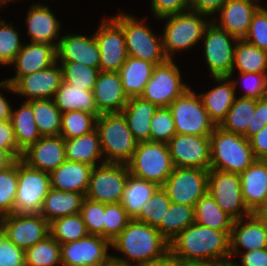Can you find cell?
<instances>
[{"instance_id":"cell-1","label":"cell","mask_w":267,"mask_h":266,"mask_svg":"<svg viewBox=\"0 0 267 266\" xmlns=\"http://www.w3.org/2000/svg\"><path fill=\"white\" fill-rule=\"evenodd\" d=\"M231 231H218L194 222L170 243L174 258L229 266Z\"/></svg>"},{"instance_id":"cell-2","label":"cell","mask_w":267,"mask_h":266,"mask_svg":"<svg viewBox=\"0 0 267 266\" xmlns=\"http://www.w3.org/2000/svg\"><path fill=\"white\" fill-rule=\"evenodd\" d=\"M111 247L124 254V258L112 256V262L123 266H139L160 259L170 252L169 242L157 228L136 220L128 222L111 242ZM131 260L136 261V264H132Z\"/></svg>"},{"instance_id":"cell-3","label":"cell","mask_w":267,"mask_h":266,"mask_svg":"<svg viewBox=\"0 0 267 266\" xmlns=\"http://www.w3.org/2000/svg\"><path fill=\"white\" fill-rule=\"evenodd\" d=\"M104 163L127 164L138 145L122 113L100 114L96 120Z\"/></svg>"},{"instance_id":"cell-4","label":"cell","mask_w":267,"mask_h":266,"mask_svg":"<svg viewBox=\"0 0 267 266\" xmlns=\"http://www.w3.org/2000/svg\"><path fill=\"white\" fill-rule=\"evenodd\" d=\"M209 137L210 169L240 174L256 160L249 140L243 135L226 132L216 126Z\"/></svg>"},{"instance_id":"cell-5","label":"cell","mask_w":267,"mask_h":266,"mask_svg":"<svg viewBox=\"0 0 267 266\" xmlns=\"http://www.w3.org/2000/svg\"><path fill=\"white\" fill-rule=\"evenodd\" d=\"M122 29L125 36L127 55L153 63H164L168 58L163 51L162 36L153 33L145 19H139L127 13H119L111 17Z\"/></svg>"},{"instance_id":"cell-6","label":"cell","mask_w":267,"mask_h":266,"mask_svg":"<svg viewBox=\"0 0 267 266\" xmlns=\"http://www.w3.org/2000/svg\"><path fill=\"white\" fill-rule=\"evenodd\" d=\"M207 16L203 13L188 10L159 19L167 20L162 42L164 54L168 59H173L175 52L190 49L202 40L205 29L211 22L203 18H207Z\"/></svg>"},{"instance_id":"cell-7","label":"cell","mask_w":267,"mask_h":266,"mask_svg":"<svg viewBox=\"0 0 267 266\" xmlns=\"http://www.w3.org/2000/svg\"><path fill=\"white\" fill-rule=\"evenodd\" d=\"M127 167L133 176L156 183L159 187L175 168L167 143L156 141L138 142Z\"/></svg>"},{"instance_id":"cell-8","label":"cell","mask_w":267,"mask_h":266,"mask_svg":"<svg viewBox=\"0 0 267 266\" xmlns=\"http://www.w3.org/2000/svg\"><path fill=\"white\" fill-rule=\"evenodd\" d=\"M168 108L174 119L176 134L210 136L216 127L210 120L201 97L190 88Z\"/></svg>"},{"instance_id":"cell-9","label":"cell","mask_w":267,"mask_h":266,"mask_svg":"<svg viewBox=\"0 0 267 266\" xmlns=\"http://www.w3.org/2000/svg\"><path fill=\"white\" fill-rule=\"evenodd\" d=\"M50 189L49 173L30 168L18 159V186L13 213H40Z\"/></svg>"},{"instance_id":"cell-10","label":"cell","mask_w":267,"mask_h":266,"mask_svg":"<svg viewBox=\"0 0 267 266\" xmlns=\"http://www.w3.org/2000/svg\"><path fill=\"white\" fill-rule=\"evenodd\" d=\"M178 65L173 59L154 66L152 76L140 96L158 108L169 107L171 103L190 87L183 83Z\"/></svg>"},{"instance_id":"cell-11","label":"cell","mask_w":267,"mask_h":266,"mask_svg":"<svg viewBox=\"0 0 267 266\" xmlns=\"http://www.w3.org/2000/svg\"><path fill=\"white\" fill-rule=\"evenodd\" d=\"M128 175L127 164L103 163L93 167L85 197L104 204L120 203Z\"/></svg>"},{"instance_id":"cell-12","label":"cell","mask_w":267,"mask_h":266,"mask_svg":"<svg viewBox=\"0 0 267 266\" xmlns=\"http://www.w3.org/2000/svg\"><path fill=\"white\" fill-rule=\"evenodd\" d=\"M203 39L204 58L211 77H229L233 69L235 45L238 39L219 28L213 20L205 29Z\"/></svg>"},{"instance_id":"cell-13","label":"cell","mask_w":267,"mask_h":266,"mask_svg":"<svg viewBox=\"0 0 267 266\" xmlns=\"http://www.w3.org/2000/svg\"><path fill=\"white\" fill-rule=\"evenodd\" d=\"M207 188L215 202L234 221L252 214L242 198L239 174L210 169Z\"/></svg>"},{"instance_id":"cell-14","label":"cell","mask_w":267,"mask_h":266,"mask_svg":"<svg viewBox=\"0 0 267 266\" xmlns=\"http://www.w3.org/2000/svg\"><path fill=\"white\" fill-rule=\"evenodd\" d=\"M208 171L175 167L161 187L171 203L195 207L197 201L207 193Z\"/></svg>"},{"instance_id":"cell-15","label":"cell","mask_w":267,"mask_h":266,"mask_svg":"<svg viewBox=\"0 0 267 266\" xmlns=\"http://www.w3.org/2000/svg\"><path fill=\"white\" fill-rule=\"evenodd\" d=\"M0 231L24 250L50 235L49 222L39 213L4 215L0 217Z\"/></svg>"},{"instance_id":"cell-16","label":"cell","mask_w":267,"mask_h":266,"mask_svg":"<svg viewBox=\"0 0 267 266\" xmlns=\"http://www.w3.org/2000/svg\"><path fill=\"white\" fill-rule=\"evenodd\" d=\"M111 242L100 235H92L79 240L60 244L62 266H106L112 262L108 254Z\"/></svg>"},{"instance_id":"cell-17","label":"cell","mask_w":267,"mask_h":266,"mask_svg":"<svg viewBox=\"0 0 267 266\" xmlns=\"http://www.w3.org/2000/svg\"><path fill=\"white\" fill-rule=\"evenodd\" d=\"M167 146L174 167L210 170L211 142L209 136L175 134Z\"/></svg>"},{"instance_id":"cell-18","label":"cell","mask_w":267,"mask_h":266,"mask_svg":"<svg viewBox=\"0 0 267 266\" xmlns=\"http://www.w3.org/2000/svg\"><path fill=\"white\" fill-rule=\"evenodd\" d=\"M57 63L55 62L46 69L22 76L13 85L3 80L0 82V87L27 97L25 101L53 99L63 81L62 68Z\"/></svg>"},{"instance_id":"cell-19","label":"cell","mask_w":267,"mask_h":266,"mask_svg":"<svg viewBox=\"0 0 267 266\" xmlns=\"http://www.w3.org/2000/svg\"><path fill=\"white\" fill-rule=\"evenodd\" d=\"M104 19L94 37L100 49V71L118 72L126 61L125 36L123 29L112 19Z\"/></svg>"},{"instance_id":"cell-20","label":"cell","mask_w":267,"mask_h":266,"mask_svg":"<svg viewBox=\"0 0 267 266\" xmlns=\"http://www.w3.org/2000/svg\"><path fill=\"white\" fill-rule=\"evenodd\" d=\"M20 160L30 168L50 174L66 161L65 139L61 136L41 137L22 152Z\"/></svg>"},{"instance_id":"cell-21","label":"cell","mask_w":267,"mask_h":266,"mask_svg":"<svg viewBox=\"0 0 267 266\" xmlns=\"http://www.w3.org/2000/svg\"><path fill=\"white\" fill-rule=\"evenodd\" d=\"M259 0H227L220 10V24L213 21L219 28L226 30L238 40L244 39L249 31L253 15L261 7Z\"/></svg>"},{"instance_id":"cell-22","label":"cell","mask_w":267,"mask_h":266,"mask_svg":"<svg viewBox=\"0 0 267 266\" xmlns=\"http://www.w3.org/2000/svg\"><path fill=\"white\" fill-rule=\"evenodd\" d=\"M240 247L244 248L245 252L267 248L266 226L255 213L233 222L230 233V256L239 255Z\"/></svg>"},{"instance_id":"cell-23","label":"cell","mask_w":267,"mask_h":266,"mask_svg":"<svg viewBox=\"0 0 267 266\" xmlns=\"http://www.w3.org/2000/svg\"><path fill=\"white\" fill-rule=\"evenodd\" d=\"M57 47L52 44H35L30 41L22 45L12 64L15 66V76L5 79L13 85L20 77L46 69L57 62Z\"/></svg>"},{"instance_id":"cell-24","label":"cell","mask_w":267,"mask_h":266,"mask_svg":"<svg viewBox=\"0 0 267 266\" xmlns=\"http://www.w3.org/2000/svg\"><path fill=\"white\" fill-rule=\"evenodd\" d=\"M93 94L100 114L121 113L129 100L118 72L100 71Z\"/></svg>"},{"instance_id":"cell-25","label":"cell","mask_w":267,"mask_h":266,"mask_svg":"<svg viewBox=\"0 0 267 266\" xmlns=\"http://www.w3.org/2000/svg\"><path fill=\"white\" fill-rule=\"evenodd\" d=\"M57 60L82 63L98 68L100 65V49L93 37L67 34L62 36L57 46Z\"/></svg>"},{"instance_id":"cell-26","label":"cell","mask_w":267,"mask_h":266,"mask_svg":"<svg viewBox=\"0 0 267 266\" xmlns=\"http://www.w3.org/2000/svg\"><path fill=\"white\" fill-rule=\"evenodd\" d=\"M242 198L251 213H256L267 198V160H255L239 174Z\"/></svg>"},{"instance_id":"cell-27","label":"cell","mask_w":267,"mask_h":266,"mask_svg":"<svg viewBox=\"0 0 267 266\" xmlns=\"http://www.w3.org/2000/svg\"><path fill=\"white\" fill-rule=\"evenodd\" d=\"M56 18L48 6L41 3L32 4L26 17L30 41L35 44H52L57 47L61 25ZM55 39L58 41L55 42Z\"/></svg>"},{"instance_id":"cell-28","label":"cell","mask_w":267,"mask_h":266,"mask_svg":"<svg viewBox=\"0 0 267 266\" xmlns=\"http://www.w3.org/2000/svg\"><path fill=\"white\" fill-rule=\"evenodd\" d=\"M213 79L218 85L208 92L199 94V96L210 120L215 126H219L234 103L238 81L236 82L229 77H213Z\"/></svg>"},{"instance_id":"cell-29","label":"cell","mask_w":267,"mask_h":266,"mask_svg":"<svg viewBox=\"0 0 267 266\" xmlns=\"http://www.w3.org/2000/svg\"><path fill=\"white\" fill-rule=\"evenodd\" d=\"M92 168L86 163L66 160L50 173L51 188L86 195Z\"/></svg>"},{"instance_id":"cell-30","label":"cell","mask_w":267,"mask_h":266,"mask_svg":"<svg viewBox=\"0 0 267 266\" xmlns=\"http://www.w3.org/2000/svg\"><path fill=\"white\" fill-rule=\"evenodd\" d=\"M158 107L142 97L129 98L121 111L138 142L150 141V122Z\"/></svg>"},{"instance_id":"cell-31","label":"cell","mask_w":267,"mask_h":266,"mask_svg":"<svg viewBox=\"0 0 267 266\" xmlns=\"http://www.w3.org/2000/svg\"><path fill=\"white\" fill-rule=\"evenodd\" d=\"M85 195L78 192L50 189L47 193L40 215L49 223L55 219L80 213Z\"/></svg>"},{"instance_id":"cell-32","label":"cell","mask_w":267,"mask_h":266,"mask_svg":"<svg viewBox=\"0 0 267 266\" xmlns=\"http://www.w3.org/2000/svg\"><path fill=\"white\" fill-rule=\"evenodd\" d=\"M102 156L101 142L96 129L80 137L65 139L67 161L82 162L95 167L104 163ZM97 160L98 163L101 160V163L97 164Z\"/></svg>"},{"instance_id":"cell-33","label":"cell","mask_w":267,"mask_h":266,"mask_svg":"<svg viewBox=\"0 0 267 266\" xmlns=\"http://www.w3.org/2000/svg\"><path fill=\"white\" fill-rule=\"evenodd\" d=\"M154 66L148 61L127 57L118 73L128 98L140 97L143 94L145 86L152 76Z\"/></svg>"},{"instance_id":"cell-34","label":"cell","mask_w":267,"mask_h":266,"mask_svg":"<svg viewBox=\"0 0 267 266\" xmlns=\"http://www.w3.org/2000/svg\"><path fill=\"white\" fill-rule=\"evenodd\" d=\"M53 100L62 113L78 110L93 114L96 117L100 115L95 104L93 91L83 90L64 81L56 91Z\"/></svg>"},{"instance_id":"cell-35","label":"cell","mask_w":267,"mask_h":266,"mask_svg":"<svg viewBox=\"0 0 267 266\" xmlns=\"http://www.w3.org/2000/svg\"><path fill=\"white\" fill-rule=\"evenodd\" d=\"M158 188L156 183L129 173L120 203L131 220L138 216L141 206L152 197Z\"/></svg>"},{"instance_id":"cell-36","label":"cell","mask_w":267,"mask_h":266,"mask_svg":"<svg viewBox=\"0 0 267 266\" xmlns=\"http://www.w3.org/2000/svg\"><path fill=\"white\" fill-rule=\"evenodd\" d=\"M10 121L17 147L22 152L42 137L37 130L34 114L32 113V100L24 101L20 108L15 111L11 109Z\"/></svg>"},{"instance_id":"cell-37","label":"cell","mask_w":267,"mask_h":266,"mask_svg":"<svg viewBox=\"0 0 267 266\" xmlns=\"http://www.w3.org/2000/svg\"><path fill=\"white\" fill-rule=\"evenodd\" d=\"M194 215L197 224L218 231H231L234 222L208 192L195 204Z\"/></svg>"},{"instance_id":"cell-38","label":"cell","mask_w":267,"mask_h":266,"mask_svg":"<svg viewBox=\"0 0 267 266\" xmlns=\"http://www.w3.org/2000/svg\"><path fill=\"white\" fill-rule=\"evenodd\" d=\"M255 109L256 99L236 97L219 127L226 132L244 135L247 129H252Z\"/></svg>"},{"instance_id":"cell-39","label":"cell","mask_w":267,"mask_h":266,"mask_svg":"<svg viewBox=\"0 0 267 266\" xmlns=\"http://www.w3.org/2000/svg\"><path fill=\"white\" fill-rule=\"evenodd\" d=\"M236 69L240 72L267 73V52L249 44L244 39L235 45L234 64L229 78Z\"/></svg>"},{"instance_id":"cell-40","label":"cell","mask_w":267,"mask_h":266,"mask_svg":"<svg viewBox=\"0 0 267 266\" xmlns=\"http://www.w3.org/2000/svg\"><path fill=\"white\" fill-rule=\"evenodd\" d=\"M32 113L42 137L60 136L62 112L53 99L32 100Z\"/></svg>"},{"instance_id":"cell-41","label":"cell","mask_w":267,"mask_h":266,"mask_svg":"<svg viewBox=\"0 0 267 266\" xmlns=\"http://www.w3.org/2000/svg\"><path fill=\"white\" fill-rule=\"evenodd\" d=\"M195 222L194 207L171 203L165 215V221L157 228L170 243L184 229Z\"/></svg>"},{"instance_id":"cell-42","label":"cell","mask_w":267,"mask_h":266,"mask_svg":"<svg viewBox=\"0 0 267 266\" xmlns=\"http://www.w3.org/2000/svg\"><path fill=\"white\" fill-rule=\"evenodd\" d=\"M25 266H62L60 243L50 235L24 250Z\"/></svg>"},{"instance_id":"cell-43","label":"cell","mask_w":267,"mask_h":266,"mask_svg":"<svg viewBox=\"0 0 267 266\" xmlns=\"http://www.w3.org/2000/svg\"><path fill=\"white\" fill-rule=\"evenodd\" d=\"M50 236L60 244L70 243L89 235L80 213L64 216L49 223Z\"/></svg>"},{"instance_id":"cell-44","label":"cell","mask_w":267,"mask_h":266,"mask_svg":"<svg viewBox=\"0 0 267 266\" xmlns=\"http://www.w3.org/2000/svg\"><path fill=\"white\" fill-rule=\"evenodd\" d=\"M62 68L63 81L82 88L86 91H93L100 69L86 66L82 63L71 61H57Z\"/></svg>"},{"instance_id":"cell-45","label":"cell","mask_w":267,"mask_h":266,"mask_svg":"<svg viewBox=\"0 0 267 266\" xmlns=\"http://www.w3.org/2000/svg\"><path fill=\"white\" fill-rule=\"evenodd\" d=\"M97 117L82 111H69L61 115L60 136L72 139L88 134L96 129Z\"/></svg>"},{"instance_id":"cell-46","label":"cell","mask_w":267,"mask_h":266,"mask_svg":"<svg viewBox=\"0 0 267 266\" xmlns=\"http://www.w3.org/2000/svg\"><path fill=\"white\" fill-rule=\"evenodd\" d=\"M171 204L166 192L159 187L152 197L145 202L140 209L136 221L144 222L154 228H158L162 221H165V215Z\"/></svg>"},{"instance_id":"cell-47","label":"cell","mask_w":267,"mask_h":266,"mask_svg":"<svg viewBox=\"0 0 267 266\" xmlns=\"http://www.w3.org/2000/svg\"><path fill=\"white\" fill-rule=\"evenodd\" d=\"M18 186V159L0 171V217L13 213Z\"/></svg>"},{"instance_id":"cell-48","label":"cell","mask_w":267,"mask_h":266,"mask_svg":"<svg viewBox=\"0 0 267 266\" xmlns=\"http://www.w3.org/2000/svg\"><path fill=\"white\" fill-rule=\"evenodd\" d=\"M23 43L20 42L19 32L12 23L0 21V64L12 65Z\"/></svg>"},{"instance_id":"cell-49","label":"cell","mask_w":267,"mask_h":266,"mask_svg":"<svg viewBox=\"0 0 267 266\" xmlns=\"http://www.w3.org/2000/svg\"><path fill=\"white\" fill-rule=\"evenodd\" d=\"M175 134L176 128L170 109L158 108L150 122V141L167 143Z\"/></svg>"},{"instance_id":"cell-50","label":"cell","mask_w":267,"mask_h":266,"mask_svg":"<svg viewBox=\"0 0 267 266\" xmlns=\"http://www.w3.org/2000/svg\"><path fill=\"white\" fill-rule=\"evenodd\" d=\"M130 220L121 203L105 204L104 238L112 242L123 231Z\"/></svg>"},{"instance_id":"cell-51","label":"cell","mask_w":267,"mask_h":266,"mask_svg":"<svg viewBox=\"0 0 267 266\" xmlns=\"http://www.w3.org/2000/svg\"><path fill=\"white\" fill-rule=\"evenodd\" d=\"M104 211V203L84 198L80 214L89 234L100 235L104 238Z\"/></svg>"},{"instance_id":"cell-52","label":"cell","mask_w":267,"mask_h":266,"mask_svg":"<svg viewBox=\"0 0 267 266\" xmlns=\"http://www.w3.org/2000/svg\"><path fill=\"white\" fill-rule=\"evenodd\" d=\"M246 42L267 52V9L261 6L253 15Z\"/></svg>"},{"instance_id":"cell-53","label":"cell","mask_w":267,"mask_h":266,"mask_svg":"<svg viewBox=\"0 0 267 266\" xmlns=\"http://www.w3.org/2000/svg\"><path fill=\"white\" fill-rule=\"evenodd\" d=\"M240 78L246 91L239 97L257 100L267 96V73L240 72Z\"/></svg>"},{"instance_id":"cell-54","label":"cell","mask_w":267,"mask_h":266,"mask_svg":"<svg viewBox=\"0 0 267 266\" xmlns=\"http://www.w3.org/2000/svg\"><path fill=\"white\" fill-rule=\"evenodd\" d=\"M0 266H25L24 249L17 247L1 231Z\"/></svg>"},{"instance_id":"cell-55","label":"cell","mask_w":267,"mask_h":266,"mask_svg":"<svg viewBox=\"0 0 267 266\" xmlns=\"http://www.w3.org/2000/svg\"><path fill=\"white\" fill-rule=\"evenodd\" d=\"M151 7L157 19L190 10L189 0H151Z\"/></svg>"},{"instance_id":"cell-56","label":"cell","mask_w":267,"mask_h":266,"mask_svg":"<svg viewBox=\"0 0 267 266\" xmlns=\"http://www.w3.org/2000/svg\"><path fill=\"white\" fill-rule=\"evenodd\" d=\"M0 148L11 151L18 159L21 158L22 151L17 147L10 119L0 122Z\"/></svg>"},{"instance_id":"cell-57","label":"cell","mask_w":267,"mask_h":266,"mask_svg":"<svg viewBox=\"0 0 267 266\" xmlns=\"http://www.w3.org/2000/svg\"><path fill=\"white\" fill-rule=\"evenodd\" d=\"M267 125V96L256 100V109L252 120V129H247L243 135L249 140Z\"/></svg>"},{"instance_id":"cell-58","label":"cell","mask_w":267,"mask_h":266,"mask_svg":"<svg viewBox=\"0 0 267 266\" xmlns=\"http://www.w3.org/2000/svg\"><path fill=\"white\" fill-rule=\"evenodd\" d=\"M241 262H230L229 266H267V248L244 252Z\"/></svg>"},{"instance_id":"cell-59","label":"cell","mask_w":267,"mask_h":266,"mask_svg":"<svg viewBox=\"0 0 267 266\" xmlns=\"http://www.w3.org/2000/svg\"><path fill=\"white\" fill-rule=\"evenodd\" d=\"M250 146L257 160H267V125L250 139Z\"/></svg>"},{"instance_id":"cell-60","label":"cell","mask_w":267,"mask_h":266,"mask_svg":"<svg viewBox=\"0 0 267 266\" xmlns=\"http://www.w3.org/2000/svg\"><path fill=\"white\" fill-rule=\"evenodd\" d=\"M227 0H189V9L212 16L216 14Z\"/></svg>"},{"instance_id":"cell-61","label":"cell","mask_w":267,"mask_h":266,"mask_svg":"<svg viewBox=\"0 0 267 266\" xmlns=\"http://www.w3.org/2000/svg\"><path fill=\"white\" fill-rule=\"evenodd\" d=\"M17 159L11 151L0 148V171L10 167Z\"/></svg>"},{"instance_id":"cell-62","label":"cell","mask_w":267,"mask_h":266,"mask_svg":"<svg viewBox=\"0 0 267 266\" xmlns=\"http://www.w3.org/2000/svg\"><path fill=\"white\" fill-rule=\"evenodd\" d=\"M11 109L7 99L0 93V122L10 119Z\"/></svg>"},{"instance_id":"cell-63","label":"cell","mask_w":267,"mask_h":266,"mask_svg":"<svg viewBox=\"0 0 267 266\" xmlns=\"http://www.w3.org/2000/svg\"><path fill=\"white\" fill-rule=\"evenodd\" d=\"M139 266H174V257L169 252L160 259L149 261L148 263H144Z\"/></svg>"},{"instance_id":"cell-64","label":"cell","mask_w":267,"mask_h":266,"mask_svg":"<svg viewBox=\"0 0 267 266\" xmlns=\"http://www.w3.org/2000/svg\"><path fill=\"white\" fill-rule=\"evenodd\" d=\"M174 266H216V265H211L200 261H185L178 258H174Z\"/></svg>"},{"instance_id":"cell-65","label":"cell","mask_w":267,"mask_h":266,"mask_svg":"<svg viewBox=\"0 0 267 266\" xmlns=\"http://www.w3.org/2000/svg\"><path fill=\"white\" fill-rule=\"evenodd\" d=\"M256 215H267V198L260 209L255 213Z\"/></svg>"},{"instance_id":"cell-66","label":"cell","mask_w":267,"mask_h":266,"mask_svg":"<svg viewBox=\"0 0 267 266\" xmlns=\"http://www.w3.org/2000/svg\"><path fill=\"white\" fill-rule=\"evenodd\" d=\"M257 216L262 219L267 229V215H257Z\"/></svg>"},{"instance_id":"cell-67","label":"cell","mask_w":267,"mask_h":266,"mask_svg":"<svg viewBox=\"0 0 267 266\" xmlns=\"http://www.w3.org/2000/svg\"><path fill=\"white\" fill-rule=\"evenodd\" d=\"M10 1H14V0H0V8H1L5 3H9Z\"/></svg>"}]
</instances>
